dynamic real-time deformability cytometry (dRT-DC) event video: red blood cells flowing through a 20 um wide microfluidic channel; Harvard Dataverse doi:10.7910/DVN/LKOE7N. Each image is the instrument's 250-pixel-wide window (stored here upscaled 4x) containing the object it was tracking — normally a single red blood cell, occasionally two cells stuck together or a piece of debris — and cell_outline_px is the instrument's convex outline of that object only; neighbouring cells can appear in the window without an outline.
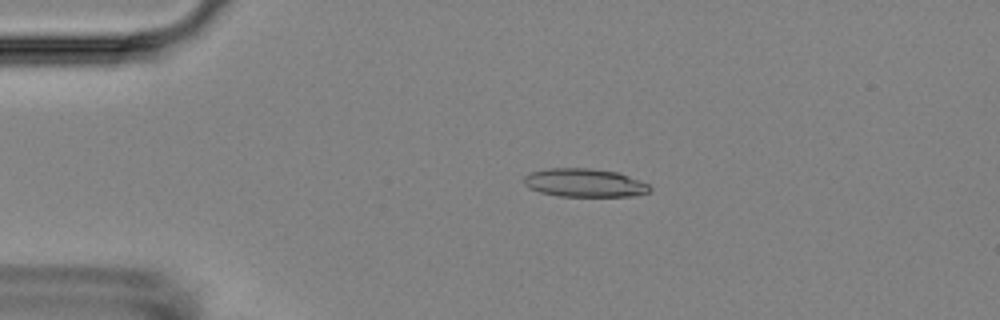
{"species": "Egyptian fruit bat (a non-hibernating species)", "species_latin": "Rousettus aegyptiacus", "temperature_condition": "room temperature", "stored_images_in_passage": 4, "camera_frame_rate_fps": 3000, "um_per_image_px": 0.085, "animal": {"sex": "female"}, "frame": {"image": 1, "passage_image": 2, "time_ms": 1.333, "image_size_px": [1000, 320], "cell_outline_px": [[652, 192], [636, 196], [556, 196], [540, 192], [528, 188], [524, 184], [524, 176], [528, 172], [548, 168], [588, 168], [616, 172], [628, 176], [648, 184], [652, 188]], "centroid_in_image_um": [49.67, 15.54], "position_along_channel_um": 35.3, "area_um2": 20.98}}
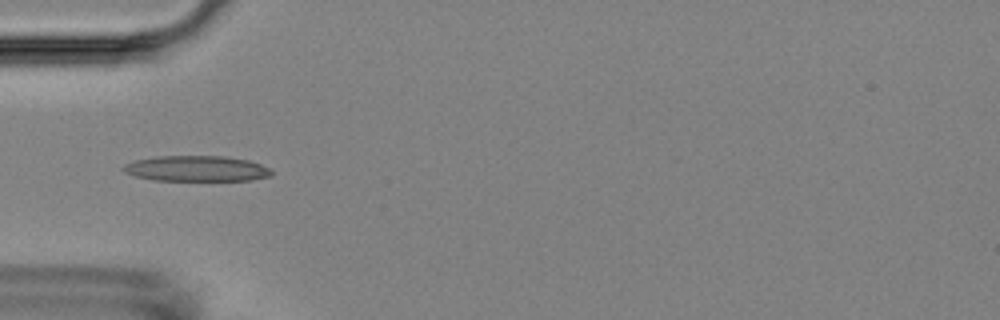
{"frame": {"image": 2, "passage_image": 4, "time_ms": 3.333, "image_size_px": [1000, 320], "cell_outline_px": [[272, 176], [252, 180], [152, 180], [136, 176], [124, 172], [120, 168], [124, 164], [136, 160], [156, 156], [224, 156], [248, 160], [260, 164], [268, 168], [272, 172]], "centroid_in_image_um": [16.68, 14.33], "position_along_channel_um": 68.3, "area_um2": 22.08}}